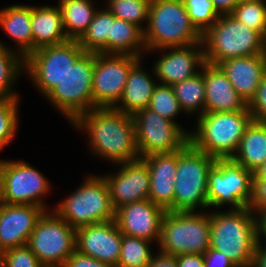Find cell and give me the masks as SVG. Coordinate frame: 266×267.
<instances>
[{
    "instance_id": "ba28073f",
    "label": "cell",
    "mask_w": 266,
    "mask_h": 267,
    "mask_svg": "<svg viewBox=\"0 0 266 267\" xmlns=\"http://www.w3.org/2000/svg\"><path fill=\"white\" fill-rule=\"evenodd\" d=\"M209 211H167L162 220L158 250L172 254H205L210 248Z\"/></svg>"
},
{
    "instance_id": "f6af8a7d",
    "label": "cell",
    "mask_w": 266,
    "mask_h": 267,
    "mask_svg": "<svg viewBox=\"0 0 266 267\" xmlns=\"http://www.w3.org/2000/svg\"><path fill=\"white\" fill-rule=\"evenodd\" d=\"M178 267H204V254H181L176 256Z\"/></svg>"
},
{
    "instance_id": "e0dca14e",
    "label": "cell",
    "mask_w": 266,
    "mask_h": 267,
    "mask_svg": "<svg viewBox=\"0 0 266 267\" xmlns=\"http://www.w3.org/2000/svg\"><path fill=\"white\" fill-rule=\"evenodd\" d=\"M113 166L118 167L117 170L103 176L108 183L111 203L115 210L149 198V168L142 159Z\"/></svg>"
},
{
    "instance_id": "603a6c76",
    "label": "cell",
    "mask_w": 266,
    "mask_h": 267,
    "mask_svg": "<svg viewBox=\"0 0 266 267\" xmlns=\"http://www.w3.org/2000/svg\"><path fill=\"white\" fill-rule=\"evenodd\" d=\"M141 159L149 168L150 190L148 199L166 211H173L178 150L152 154Z\"/></svg>"
},
{
    "instance_id": "f546056e",
    "label": "cell",
    "mask_w": 266,
    "mask_h": 267,
    "mask_svg": "<svg viewBox=\"0 0 266 267\" xmlns=\"http://www.w3.org/2000/svg\"><path fill=\"white\" fill-rule=\"evenodd\" d=\"M7 44L0 40V98H21L14 88L25 74V57Z\"/></svg>"
},
{
    "instance_id": "44dd1931",
    "label": "cell",
    "mask_w": 266,
    "mask_h": 267,
    "mask_svg": "<svg viewBox=\"0 0 266 267\" xmlns=\"http://www.w3.org/2000/svg\"><path fill=\"white\" fill-rule=\"evenodd\" d=\"M200 70L205 82V112H235L248 107L219 65L204 62Z\"/></svg>"
},
{
    "instance_id": "f907efd6",
    "label": "cell",
    "mask_w": 266,
    "mask_h": 267,
    "mask_svg": "<svg viewBox=\"0 0 266 267\" xmlns=\"http://www.w3.org/2000/svg\"><path fill=\"white\" fill-rule=\"evenodd\" d=\"M1 182H2V159H0V197H1Z\"/></svg>"
},
{
    "instance_id": "8d00e7d4",
    "label": "cell",
    "mask_w": 266,
    "mask_h": 267,
    "mask_svg": "<svg viewBox=\"0 0 266 267\" xmlns=\"http://www.w3.org/2000/svg\"><path fill=\"white\" fill-rule=\"evenodd\" d=\"M147 108L175 123H178L176 119L179 115L186 116L170 85L158 83Z\"/></svg>"
},
{
    "instance_id": "3957f363",
    "label": "cell",
    "mask_w": 266,
    "mask_h": 267,
    "mask_svg": "<svg viewBox=\"0 0 266 267\" xmlns=\"http://www.w3.org/2000/svg\"><path fill=\"white\" fill-rule=\"evenodd\" d=\"M190 142L215 159L232 158L253 117L247 107L235 112H205L198 116Z\"/></svg>"
},
{
    "instance_id": "7bdbcfd3",
    "label": "cell",
    "mask_w": 266,
    "mask_h": 267,
    "mask_svg": "<svg viewBox=\"0 0 266 267\" xmlns=\"http://www.w3.org/2000/svg\"><path fill=\"white\" fill-rule=\"evenodd\" d=\"M204 267H236L227 255L209 248L204 254Z\"/></svg>"
},
{
    "instance_id": "7a4b0ae2",
    "label": "cell",
    "mask_w": 266,
    "mask_h": 267,
    "mask_svg": "<svg viewBox=\"0 0 266 267\" xmlns=\"http://www.w3.org/2000/svg\"><path fill=\"white\" fill-rule=\"evenodd\" d=\"M210 248L229 257L236 267H251L257 246L256 214L249 208L209 210Z\"/></svg>"
},
{
    "instance_id": "30bf717a",
    "label": "cell",
    "mask_w": 266,
    "mask_h": 267,
    "mask_svg": "<svg viewBox=\"0 0 266 267\" xmlns=\"http://www.w3.org/2000/svg\"><path fill=\"white\" fill-rule=\"evenodd\" d=\"M253 173L232 158L216 159L208 173L209 210L241 209L251 199ZM229 206V207H228Z\"/></svg>"
},
{
    "instance_id": "ab89813d",
    "label": "cell",
    "mask_w": 266,
    "mask_h": 267,
    "mask_svg": "<svg viewBox=\"0 0 266 267\" xmlns=\"http://www.w3.org/2000/svg\"><path fill=\"white\" fill-rule=\"evenodd\" d=\"M253 120L266 122V74L263 76L255 97L248 104Z\"/></svg>"
},
{
    "instance_id": "5b68a950",
    "label": "cell",
    "mask_w": 266,
    "mask_h": 267,
    "mask_svg": "<svg viewBox=\"0 0 266 267\" xmlns=\"http://www.w3.org/2000/svg\"><path fill=\"white\" fill-rule=\"evenodd\" d=\"M202 44L205 62L214 65L229 58L266 52V39L231 14H221L218 17L202 34Z\"/></svg>"
},
{
    "instance_id": "52a82bcc",
    "label": "cell",
    "mask_w": 266,
    "mask_h": 267,
    "mask_svg": "<svg viewBox=\"0 0 266 267\" xmlns=\"http://www.w3.org/2000/svg\"><path fill=\"white\" fill-rule=\"evenodd\" d=\"M215 161V158L197 149L190 141L178 150L174 180V212L209 210L208 173Z\"/></svg>"
},
{
    "instance_id": "ac0fdd59",
    "label": "cell",
    "mask_w": 266,
    "mask_h": 267,
    "mask_svg": "<svg viewBox=\"0 0 266 267\" xmlns=\"http://www.w3.org/2000/svg\"><path fill=\"white\" fill-rule=\"evenodd\" d=\"M167 211L149 199L115 210L114 221L122 234L158 244L162 220Z\"/></svg>"
},
{
    "instance_id": "b9f144b4",
    "label": "cell",
    "mask_w": 266,
    "mask_h": 267,
    "mask_svg": "<svg viewBox=\"0 0 266 267\" xmlns=\"http://www.w3.org/2000/svg\"><path fill=\"white\" fill-rule=\"evenodd\" d=\"M62 267H112L93 257L80 253L75 250L65 261Z\"/></svg>"
},
{
    "instance_id": "f35d334b",
    "label": "cell",
    "mask_w": 266,
    "mask_h": 267,
    "mask_svg": "<svg viewBox=\"0 0 266 267\" xmlns=\"http://www.w3.org/2000/svg\"><path fill=\"white\" fill-rule=\"evenodd\" d=\"M2 267H45L27 245L2 252Z\"/></svg>"
},
{
    "instance_id": "d4e9b609",
    "label": "cell",
    "mask_w": 266,
    "mask_h": 267,
    "mask_svg": "<svg viewBox=\"0 0 266 267\" xmlns=\"http://www.w3.org/2000/svg\"><path fill=\"white\" fill-rule=\"evenodd\" d=\"M32 4H9L0 9V29L15 43L13 50L24 57L33 52Z\"/></svg>"
},
{
    "instance_id": "4dcf8cb0",
    "label": "cell",
    "mask_w": 266,
    "mask_h": 267,
    "mask_svg": "<svg viewBox=\"0 0 266 267\" xmlns=\"http://www.w3.org/2000/svg\"><path fill=\"white\" fill-rule=\"evenodd\" d=\"M114 15L103 5L96 11L88 28L77 40L85 52L107 54V41L111 37V22Z\"/></svg>"
},
{
    "instance_id": "1f68e13d",
    "label": "cell",
    "mask_w": 266,
    "mask_h": 267,
    "mask_svg": "<svg viewBox=\"0 0 266 267\" xmlns=\"http://www.w3.org/2000/svg\"><path fill=\"white\" fill-rule=\"evenodd\" d=\"M172 87L181 109L189 117L192 115L197 118L205 113V82L201 70Z\"/></svg>"
},
{
    "instance_id": "9c48e42d",
    "label": "cell",
    "mask_w": 266,
    "mask_h": 267,
    "mask_svg": "<svg viewBox=\"0 0 266 267\" xmlns=\"http://www.w3.org/2000/svg\"><path fill=\"white\" fill-rule=\"evenodd\" d=\"M94 66L95 52H85L45 96L70 124L82 113L93 109Z\"/></svg>"
},
{
    "instance_id": "484cf974",
    "label": "cell",
    "mask_w": 266,
    "mask_h": 267,
    "mask_svg": "<svg viewBox=\"0 0 266 267\" xmlns=\"http://www.w3.org/2000/svg\"><path fill=\"white\" fill-rule=\"evenodd\" d=\"M31 29L33 51L69 40L64 30L62 13L58 4L55 6L32 5Z\"/></svg>"
},
{
    "instance_id": "d6986e66",
    "label": "cell",
    "mask_w": 266,
    "mask_h": 267,
    "mask_svg": "<svg viewBox=\"0 0 266 267\" xmlns=\"http://www.w3.org/2000/svg\"><path fill=\"white\" fill-rule=\"evenodd\" d=\"M122 233L114 220L76 229V250L117 267Z\"/></svg>"
},
{
    "instance_id": "60d3db41",
    "label": "cell",
    "mask_w": 266,
    "mask_h": 267,
    "mask_svg": "<svg viewBox=\"0 0 266 267\" xmlns=\"http://www.w3.org/2000/svg\"><path fill=\"white\" fill-rule=\"evenodd\" d=\"M248 207L255 214L266 210V179H252L251 199Z\"/></svg>"
},
{
    "instance_id": "d590c367",
    "label": "cell",
    "mask_w": 266,
    "mask_h": 267,
    "mask_svg": "<svg viewBox=\"0 0 266 267\" xmlns=\"http://www.w3.org/2000/svg\"><path fill=\"white\" fill-rule=\"evenodd\" d=\"M230 14L266 39V0H249L239 3Z\"/></svg>"
},
{
    "instance_id": "4316f807",
    "label": "cell",
    "mask_w": 266,
    "mask_h": 267,
    "mask_svg": "<svg viewBox=\"0 0 266 267\" xmlns=\"http://www.w3.org/2000/svg\"><path fill=\"white\" fill-rule=\"evenodd\" d=\"M144 31L128 21L114 18L111 22V37L107 41V54L146 56Z\"/></svg>"
},
{
    "instance_id": "5bb4252c",
    "label": "cell",
    "mask_w": 266,
    "mask_h": 267,
    "mask_svg": "<svg viewBox=\"0 0 266 267\" xmlns=\"http://www.w3.org/2000/svg\"><path fill=\"white\" fill-rule=\"evenodd\" d=\"M138 153L141 158L157 153L182 149L189 141L191 131L182 124L170 121L145 108L132 115Z\"/></svg>"
},
{
    "instance_id": "c3c4849f",
    "label": "cell",
    "mask_w": 266,
    "mask_h": 267,
    "mask_svg": "<svg viewBox=\"0 0 266 267\" xmlns=\"http://www.w3.org/2000/svg\"><path fill=\"white\" fill-rule=\"evenodd\" d=\"M251 267H266V245L257 244Z\"/></svg>"
},
{
    "instance_id": "7dc6e473",
    "label": "cell",
    "mask_w": 266,
    "mask_h": 267,
    "mask_svg": "<svg viewBox=\"0 0 266 267\" xmlns=\"http://www.w3.org/2000/svg\"><path fill=\"white\" fill-rule=\"evenodd\" d=\"M220 14H230L238 5V0H211Z\"/></svg>"
},
{
    "instance_id": "7402d4cb",
    "label": "cell",
    "mask_w": 266,
    "mask_h": 267,
    "mask_svg": "<svg viewBox=\"0 0 266 267\" xmlns=\"http://www.w3.org/2000/svg\"><path fill=\"white\" fill-rule=\"evenodd\" d=\"M218 65L237 93L249 104L266 74V54L229 58Z\"/></svg>"
},
{
    "instance_id": "7c38bea8",
    "label": "cell",
    "mask_w": 266,
    "mask_h": 267,
    "mask_svg": "<svg viewBox=\"0 0 266 267\" xmlns=\"http://www.w3.org/2000/svg\"><path fill=\"white\" fill-rule=\"evenodd\" d=\"M27 246L45 267H62L76 250V230L48 210L38 219Z\"/></svg>"
},
{
    "instance_id": "ffe728a7",
    "label": "cell",
    "mask_w": 266,
    "mask_h": 267,
    "mask_svg": "<svg viewBox=\"0 0 266 267\" xmlns=\"http://www.w3.org/2000/svg\"><path fill=\"white\" fill-rule=\"evenodd\" d=\"M45 211L36 205L0 202V252L27 245L38 219Z\"/></svg>"
},
{
    "instance_id": "681fc988",
    "label": "cell",
    "mask_w": 266,
    "mask_h": 267,
    "mask_svg": "<svg viewBox=\"0 0 266 267\" xmlns=\"http://www.w3.org/2000/svg\"><path fill=\"white\" fill-rule=\"evenodd\" d=\"M252 179H266V161L253 172Z\"/></svg>"
},
{
    "instance_id": "816d5d0a",
    "label": "cell",
    "mask_w": 266,
    "mask_h": 267,
    "mask_svg": "<svg viewBox=\"0 0 266 267\" xmlns=\"http://www.w3.org/2000/svg\"><path fill=\"white\" fill-rule=\"evenodd\" d=\"M0 267H2V252H0Z\"/></svg>"
},
{
    "instance_id": "83f0119b",
    "label": "cell",
    "mask_w": 266,
    "mask_h": 267,
    "mask_svg": "<svg viewBox=\"0 0 266 267\" xmlns=\"http://www.w3.org/2000/svg\"><path fill=\"white\" fill-rule=\"evenodd\" d=\"M232 159L252 173L266 161V122L252 120Z\"/></svg>"
},
{
    "instance_id": "6da1fadb",
    "label": "cell",
    "mask_w": 266,
    "mask_h": 267,
    "mask_svg": "<svg viewBox=\"0 0 266 267\" xmlns=\"http://www.w3.org/2000/svg\"><path fill=\"white\" fill-rule=\"evenodd\" d=\"M85 134L92 156L117 165L140 159L132 115L112 107L82 113L70 125Z\"/></svg>"
},
{
    "instance_id": "f5cc1de1",
    "label": "cell",
    "mask_w": 266,
    "mask_h": 267,
    "mask_svg": "<svg viewBox=\"0 0 266 267\" xmlns=\"http://www.w3.org/2000/svg\"><path fill=\"white\" fill-rule=\"evenodd\" d=\"M246 1H249V0H238V4L242 2H246Z\"/></svg>"
},
{
    "instance_id": "cb8c5ba5",
    "label": "cell",
    "mask_w": 266,
    "mask_h": 267,
    "mask_svg": "<svg viewBox=\"0 0 266 267\" xmlns=\"http://www.w3.org/2000/svg\"><path fill=\"white\" fill-rule=\"evenodd\" d=\"M142 59L130 69L123 94L119 102L113 107L129 115L148 107L154 89L159 83L153 66L151 70H145ZM150 71L152 74H149Z\"/></svg>"
},
{
    "instance_id": "e575fe53",
    "label": "cell",
    "mask_w": 266,
    "mask_h": 267,
    "mask_svg": "<svg viewBox=\"0 0 266 267\" xmlns=\"http://www.w3.org/2000/svg\"><path fill=\"white\" fill-rule=\"evenodd\" d=\"M20 98H0V151L8 147L18 133Z\"/></svg>"
},
{
    "instance_id": "bcb514c9",
    "label": "cell",
    "mask_w": 266,
    "mask_h": 267,
    "mask_svg": "<svg viewBox=\"0 0 266 267\" xmlns=\"http://www.w3.org/2000/svg\"><path fill=\"white\" fill-rule=\"evenodd\" d=\"M257 243L266 245V210L256 214Z\"/></svg>"
},
{
    "instance_id": "8fae6325",
    "label": "cell",
    "mask_w": 266,
    "mask_h": 267,
    "mask_svg": "<svg viewBox=\"0 0 266 267\" xmlns=\"http://www.w3.org/2000/svg\"><path fill=\"white\" fill-rule=\"evenodd\" d=\"M84 53L77 40L39 48L25 57V73L45 97Z\"/></svg>"
},
{
    "instance_id": "2e32d148",
    "label": "cell",
    "mask_w": 266,
    "mask_h": 267,
    "mask_svg": "<svg viewBox=\"0 0 266 267\" xmlns=\"http://www.w3.org/2000/svg\"><path fill=\"white\" fill-rule=\"evenodd\" d=\"M159 53L152 63L155 76L160 84L173 86L197 74L204 60L203 44L196 43L184 47H167L147 51Z\"/></svg>"
},
{
    "instance_id": "4fadbf2b",
    "label": "cell",
    "mask_w": 266,
    "mask_h": 267,
    "mask_svg": "<svg viewBox=\"0 0 266 267\" xmlns=\"http://www.w3.org/2000/svg\"><path fill=\"white\" fill-rule=\"evenodd\" d=\"M45 175L24 160L2 159V182L0 202L28 204L53 210L44 201L53 189Z\"/></svg>"
},
{
    "instance_id": "f1b7e54d",
    "label": "cell",
    "mask_w": 266,
    "mask_h": 267,
    "mask_svg": "<svg viewBox=\"0 0 266 267\" xmlns=\"http://www.w3.org/2000/svg\"><path fill=\"white\" fill-rule=\"evenodd\" d=\"M65 33L69 40H78L98 10L93 0H58Z\"/></svg>"
},
{
    "instance_id": "836d02e7",
    "label": "cell",
    "mask_w": 266,
    "mask_h": 267,
    "mask_svg": "<svg viewBox=\"0 0 266 267\" xmlns=\"http://www.w3.org/2000/svg\"><path fill=\"white\" fill-rule=\"evenodd\" d=\"M151 0H109L105 6L116 18L139 26H147Z\"/></svg>"
},
{
    "instance_id": "9a60e30c",
    "label": "cell",
    "mask_w": 266,
    "mask_h": 267,
    "mask_svg": "<svg viewBox=\"0 0 266 267\" xmlns=\"http://www.w3.org/2000/svg\"><path fill=\"white\" fill-rule=\"evenodd\" d=\"M132 55L95 52L93 108L114 107L120 100L130 69L140 60Z\"/></svg>"
},
{
    "instance_id": "277c9868",
    "label": "cell",
    "mask_w": 266,
    "mask_h": 267,
    "mask_svg": "<svg viewBox=\"0 0 266 267\" xmlns=\"http://www.w3.org/2000/svg\"><path fill=\"white\" fill-rule=\"evenodd\" d=\"M144 41L147 52L202 43V34L191 23L183 0H151Z\"/></svg>"
},
{
    "instance_id": "ee69618b",
    "label": "cell",
    "mask_w": 266,
    "mask_h": 267,
    "mask_svg": "<svg viewBox=\"0 0 266 267\" xmlns=\"http://www.w3.org/2000/svg\"><path fill=\"white\" fill-rule=\"evenodd\" d=\"M146 267H178V264L176 256L156 250Z\"/></svg>"
},
{
    "instance_id": "74e56055",
    "label": "cell",
    "mask_w": 266,
    "mask_h": 267,
    "mask_svg": "<svg viewBox=\"0 0 266 267\" xmlns=\"http://www.w3.org/2000/svg\"><path fill=\"white\" fill-rule=\"evenodd\" d=\"M191 23L203 34L221 15L211 0H183Z\"/></svg>"
},
{
    "instance_id": "8992f818",
    "label": "cell",
    "mask_w": 266,
    "mask_h": 267,
    "mask_svg": "<svg viewBox=\"0 0 266 267\" xmlns=\"http://www.w3.org/2000/svg\"><path fill=\"white\" fill-rule=\"evenodd\" d=\"M79 187L53 205V210L75 230L114 220L108 183L103 175L88 174Z\"/></svg>"
},
{
    "instance_id": "d6a6232c",
    "label": "cell",
    "mask_w": 266,
    "mask_h": 267,
    "mask_svg": "<svg viewBox=\"0 0 266 267\" xmlns=\"http://www.w3.org/2000/svg\"><path fill=\"white\" fill-rule=\"evenodd\" d=\"M154 242L122 234L117 267H146L153 256Z\"/></svg>"
}]
</instances>
